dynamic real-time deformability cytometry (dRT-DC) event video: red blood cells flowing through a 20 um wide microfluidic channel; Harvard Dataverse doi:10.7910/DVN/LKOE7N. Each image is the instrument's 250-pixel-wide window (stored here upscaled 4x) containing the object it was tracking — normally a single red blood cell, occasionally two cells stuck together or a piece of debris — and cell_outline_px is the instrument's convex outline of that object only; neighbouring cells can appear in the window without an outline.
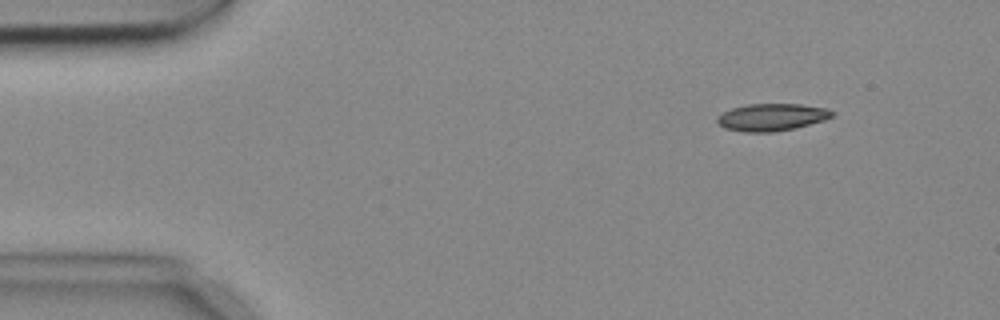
{"species": "common noctule bat (a hibernating species)", "species_latin": "Nyctalus noctula", "temperature_condition": "cold", "stored_images_in_passage": 4, "camera_frame_rate_fps": 3000, "um_per_image_px": 0.085, "animal": {"sex": "female", "body_mass_g": 18.4}, "frame": {"image": 1, "passage_image": 2, "time_ms": 0.333, "image_size_px": [1000, 320], "cell_outline_px": [[836, 112], [832, 116], [824, 120], [796, 128], [776, 132], [744, 132], [724, 128], [716, 124], [716, 120], [724, 112], [732, 108], [748, 104], [800, 104], [828, 108]], "centroid_in_image_um": [65.62, 9.97], "position_along_channel_um": 19.4, "area_um2": 18.38}}